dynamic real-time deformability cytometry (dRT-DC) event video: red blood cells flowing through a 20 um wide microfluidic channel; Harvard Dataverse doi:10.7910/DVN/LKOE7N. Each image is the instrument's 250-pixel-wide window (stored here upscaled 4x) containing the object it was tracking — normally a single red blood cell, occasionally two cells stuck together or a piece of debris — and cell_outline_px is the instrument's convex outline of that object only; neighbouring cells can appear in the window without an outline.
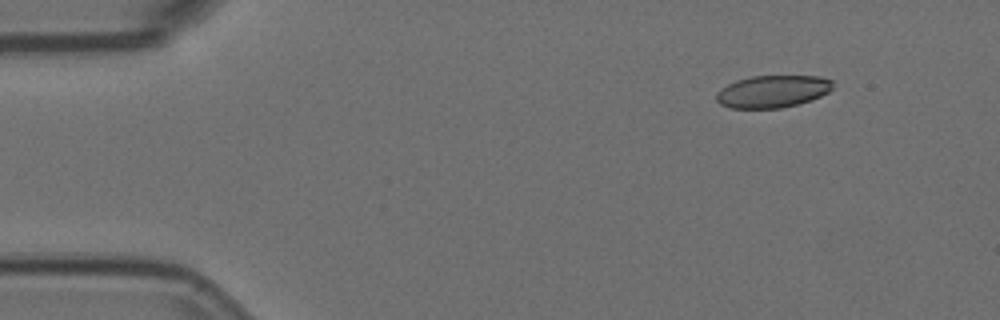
{"species": "Egyptian fruit bat (a non-hibernating species)", "species_latin": "Rousettus aegyptiacus", "temperature_condition": "room temperature", "stored_images_in_passage": 5, "camera_frame_rate_fps": 3000, "um_per_image_px": 0.085, "animal": {"sex": "female"}, "frame": {"image": 1, "passage_image": 2, "time_ms": 0.333, "image_size_px": [1000, 320], "cell_outline_px": [[832, 88], [828, 92], [820, 96], [796, 104], [780, 108], [728, 108], [720, 104], [716, 100], [716, 92], [720, 88], [736, 80], [752, 76], [820, 76], [832, 80]], "centroid_in_image_um": [65.62, 7.77], "position_along_channel_um": 19.4, "area_um2": 21.85}}
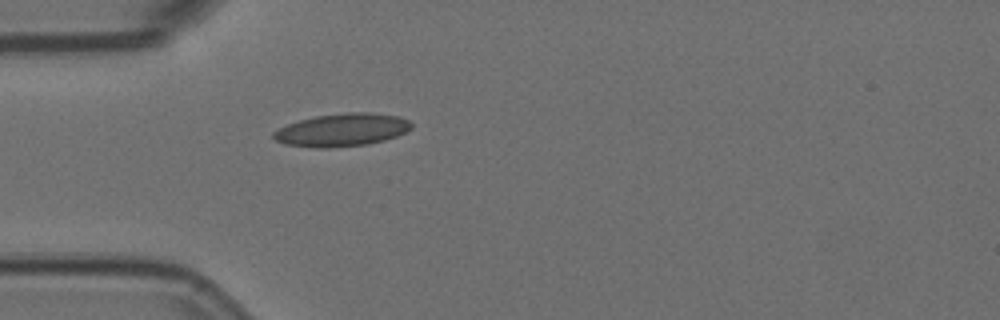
{"frame": {"image": 2, "passage_image": 5, "time_ms": 1.333, "image_size_px": [1000, 320], "cell_outline_px": [[412, 128], [396, 136], [384, 140], [368, 144], [328, 148], [316, 148], [284, 144], [276, 140], [272, 136], [272, 132], [288, 124], [300, 120], [316, 116], [348, 112], [372, 112], [400, 116], [408, 120], [412, 124]], "centroid_in_image_um": [29.08, 11.04], "position_along_channel_um": 55.9, "area_um2": 26.41}}